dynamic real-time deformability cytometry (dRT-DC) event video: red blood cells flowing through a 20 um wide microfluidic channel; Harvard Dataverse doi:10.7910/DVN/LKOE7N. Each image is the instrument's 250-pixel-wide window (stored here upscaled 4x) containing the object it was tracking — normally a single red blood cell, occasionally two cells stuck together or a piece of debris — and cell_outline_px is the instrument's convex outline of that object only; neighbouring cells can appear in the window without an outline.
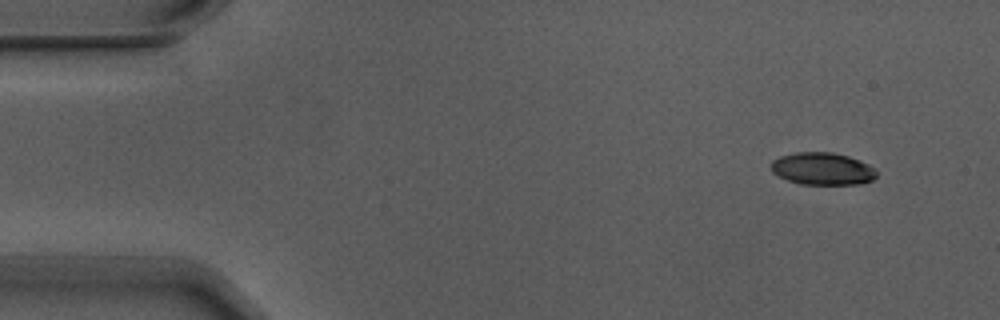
{"species": "Egyptian fruit bat (a non-hibernating species)", "species_latin": "Rousettus aegyptiacus", "temperature_condition": "warm", "stored_images_in_passage": 5, "camera_frame_rate_fps": 3000, "um_per_image_px": 0.085, "animal": {"sex": "male"}, "frame": {"image": 1, "passage_image": 1, "time_ms": 0.0, "image_size_px": [1000, 320], "cell_outline_px": [[876, 176], [872, 180], [860, 184], [800, 184], [788, 180], [772, 172], [772, 160], [780, 156], [796, 152], [832, 152], [848, 156], [860, 160], [876, 168]], "centroid_in_image_um": [69.93, 14.34], "position_along_channel_um": 15.1, "area_um2": 19.88}}
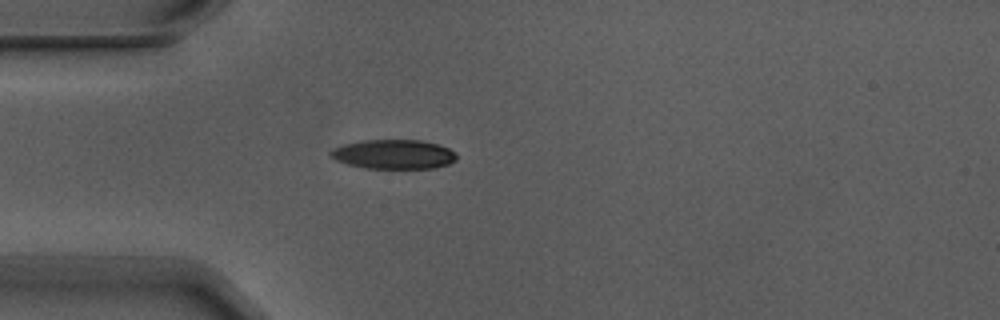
{"frame": {"image": 2, "passage_image": 4, "time_ms": 1.0, "image_size_px": [1000, 320], "cell_outline_px": [[456, 160], [448, 164], [436, 168], [364, 168], [348, 164], [336, 160], [328, 152], [344, 144], [364, 140], [420, 140], [436, 144], [448, 148], [456, 152]], "centroid_in_image_um": [33.49, 13.12], "position_along_channel_um": 51.5, "area_um2": 21.39}}